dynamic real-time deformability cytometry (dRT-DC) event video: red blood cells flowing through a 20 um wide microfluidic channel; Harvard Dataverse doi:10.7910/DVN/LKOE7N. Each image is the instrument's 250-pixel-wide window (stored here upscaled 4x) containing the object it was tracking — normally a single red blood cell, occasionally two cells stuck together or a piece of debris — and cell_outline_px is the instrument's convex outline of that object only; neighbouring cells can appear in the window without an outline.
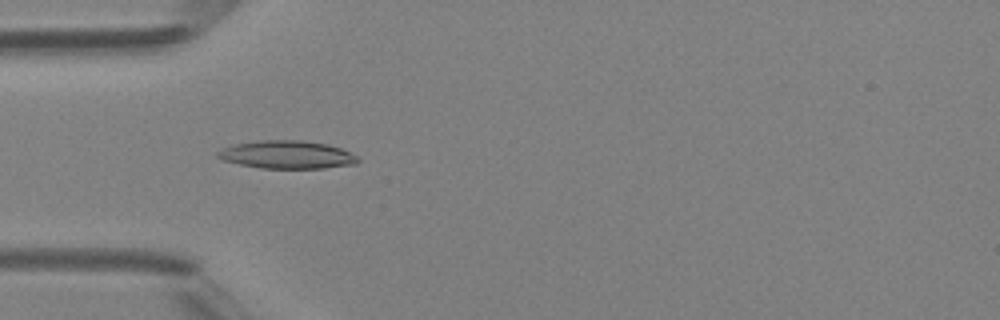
{"species": "Egyptian fruit bat (a non-hibernating species)", "species_latin": "Rousettus aegyptiacus", "temperature_condition": "room temperature", "stored_images_in_passage": 7, "camera_frame_rate_fps": 3000, "um_per_image_px": 0.085, "animal": {"sex": "female"}, "frame": {"image": 1, "passage_image": 5, "time_ms": 4.333, "image_size_px": [1000, 320], "cell_outline_px": [[360, 160], [356, 164], [324, 168], [260, 168], [240, 164], [224, 160], [216, 156], [216, 152], [232, 144], [260, 140], [304, 140], [328, 144], [340, 148], [356, 156]], "centroid_in_image_um": [24.39, 13.14], "position_along_channel_um": 60.6, "area_um2": 22.83}}
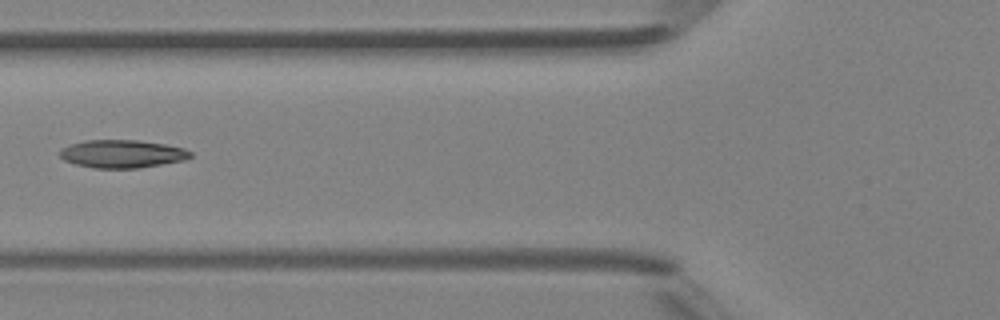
{"frame": {"image": 2, "passage_image": 6, "time_ms": 5.667, "image_size_px": [1000, 320], "cell_outline_px": [[192, 156], [180, 160], [160, 164], [136, 168], [96, 168], [76, 164], [64, 160], [60, 156], [60, 148], [84, 140], [136, 140], [164, 144], [184, 148], [192, 152]], "centroid_in_image_um": [10.35, 13.07], "position_along_channel_um": 115.5, "area_um2": 20.98}}
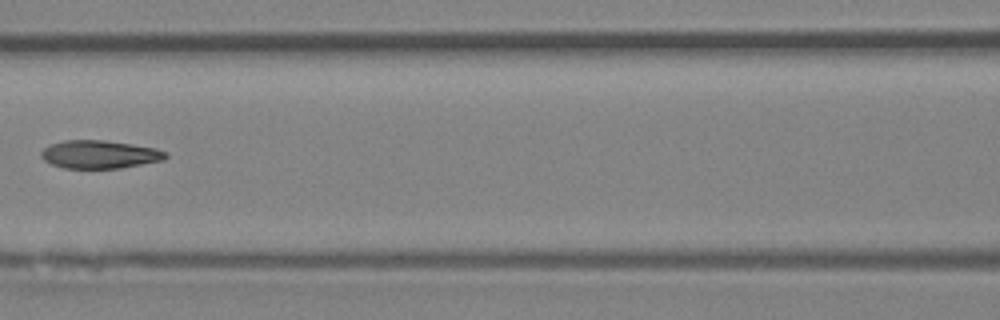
{"frame": {"image": 3, "passage_image": 7, "time_ms": 6.667, "image_size_px": [1000, 320], "cell_outline_px": [[168, 156], [164, 160], [120, 168], [64, 168], [52, 164], [44, 160], [40, 156], [40, 152], [44, 148], [52, 144], [64, 140], [104, 140], [132, 144], [156, 148], [168, 152]], "centroid_in_image_um": [8.49, 13.12], "position_along_channel_um": 158.1, "area_um2": 20.4}}